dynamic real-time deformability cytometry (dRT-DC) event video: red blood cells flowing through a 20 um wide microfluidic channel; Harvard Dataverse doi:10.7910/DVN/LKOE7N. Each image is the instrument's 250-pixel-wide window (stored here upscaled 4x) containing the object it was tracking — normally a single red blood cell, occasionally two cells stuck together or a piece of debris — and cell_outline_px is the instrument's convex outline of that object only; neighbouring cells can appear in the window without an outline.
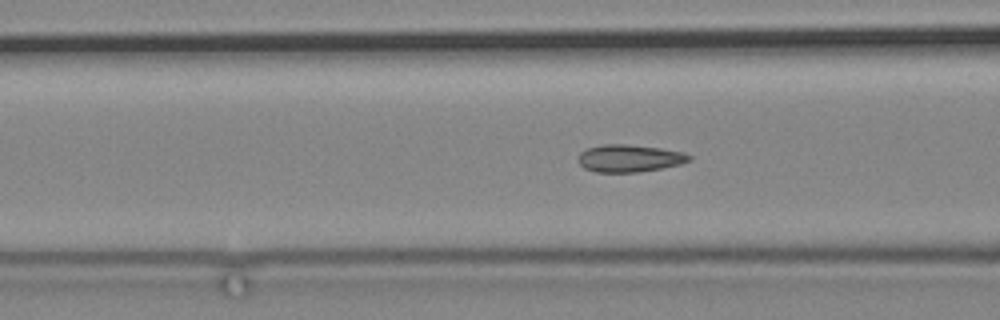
{"species": "common noctule bat (a hibernating species)", "species_latin": "Nyctalus noctula", "temperature_condition": "cold", "stored_images_in_passage": 77, "camera_frame_rate_fps": 3000, "um_per_image_px": 0.085, "animal": {"sex": "male", "body_mass_g": 19.2, "forearm_length_mm": 51.8}, "frame": {"image": 1, "passage_image": 39, "time_ms": 12.667, "image_size_px": [1000, 320], "cell_outline_px": [[692, 160], [680, 164], [640, 172], [596, 172], [584, 168], [576, 160], [580, 152], [588, 148], [604, 144], [624, 144], [660, 148], [684, 152], [692, 156]], "centroid_in_image_um": [53.49, 13.45], "position_along_channel_um": 113.1, "area_um2": 17.74}}
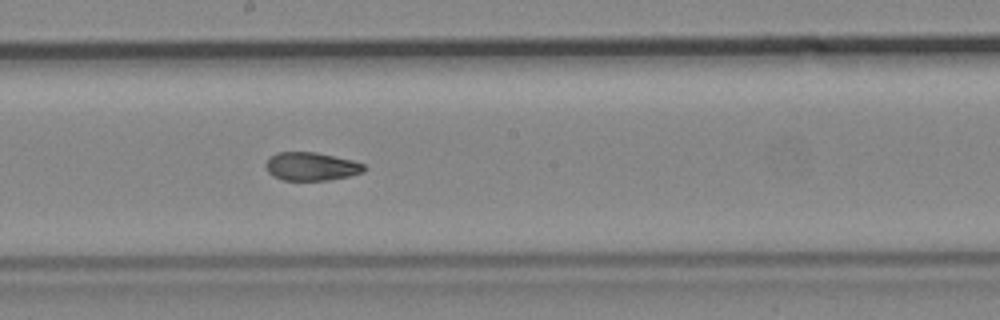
{"frame": {"image": 2, "passage_image": 49, "time_ms": 16.0, "image_size_px": [1000, 320], "cell_outline_px": [[364, 172], [348, 176], [328, 180], [284, 180], [272, 176], [268, 172], [264, 164], [268, 156], [276, 152], [316, 152], [352, 160], [364, 164]], "centroid_in_image_um": [26.4, 14.14], "position_along_channel_um": 221.8, "area_um2": 16.3}}
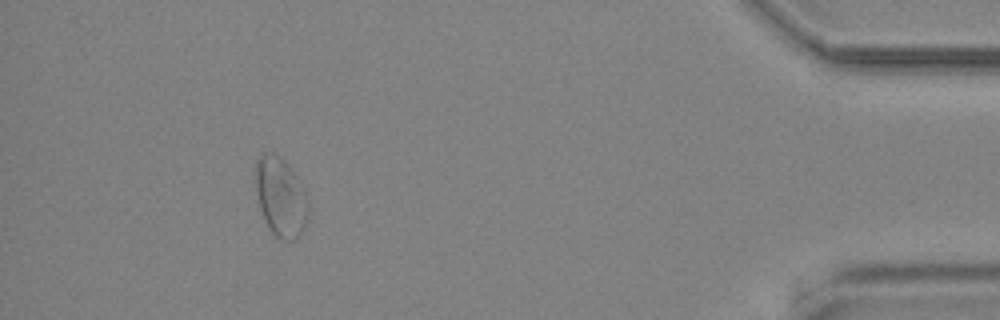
{"frame": {"image": 3, "passage_image": 72, "time_ms": 23.667, "image_size_px": [1000, 320], "cell_outline_px": [[304, 224], [300, 232], [292, 240], [280, 240], [272, 232], [260, 208], [252, 176], [256, 160], [264, 152], [276, 152], [284, 160], [300, 180], [304, 192]], "centroid_in_image_um": [23.74, 16.63], "position_along_channel_um": 411.5, "area_um2": 23.76}}